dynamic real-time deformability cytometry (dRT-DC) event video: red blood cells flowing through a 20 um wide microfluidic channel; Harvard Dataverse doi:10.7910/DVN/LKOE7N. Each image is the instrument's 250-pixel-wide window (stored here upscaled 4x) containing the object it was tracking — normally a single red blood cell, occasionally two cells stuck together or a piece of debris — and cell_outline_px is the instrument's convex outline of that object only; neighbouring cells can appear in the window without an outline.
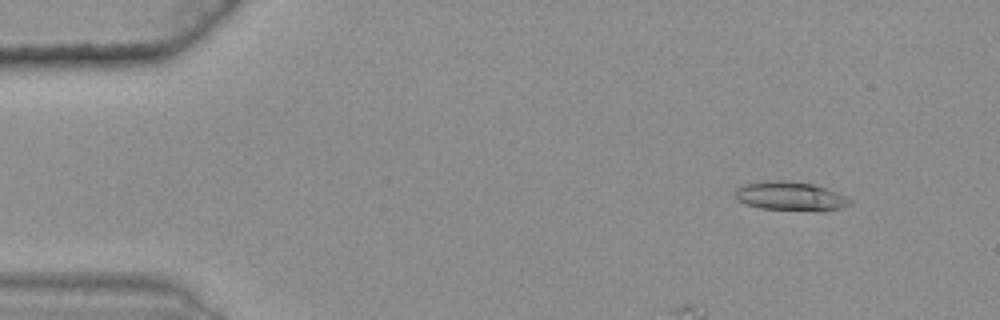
{"species": "common noctule bat (a hibernating species)", "species_latin": "Nyctalus noctula", "temperature_condition": "warm", "stored_images_in_passage": 44, "segment_of_instrument_passage": [1, 2], "camera_frame_rate_fps": 3000, "um_per_image_px": 0.085, "animal": {"sex": "female", "body_mass_g": 25.1}, "frame": {"image": 1, "passage_image": 6, "time_ms": 1.667, "image_size_px": [1000, 320], "cell_outline_px": [[852, 204], [840, 208], [760, 208], [744, 204], [732, 192], [736, 188], [744, 184], [768, 180], [784, 180], [812, 184], [836, 192], [852, 200]], "centroid_in_image_um": [67.08, 16.62], "position_along_channel_um": 17.9, "area_um2": 18.38}}